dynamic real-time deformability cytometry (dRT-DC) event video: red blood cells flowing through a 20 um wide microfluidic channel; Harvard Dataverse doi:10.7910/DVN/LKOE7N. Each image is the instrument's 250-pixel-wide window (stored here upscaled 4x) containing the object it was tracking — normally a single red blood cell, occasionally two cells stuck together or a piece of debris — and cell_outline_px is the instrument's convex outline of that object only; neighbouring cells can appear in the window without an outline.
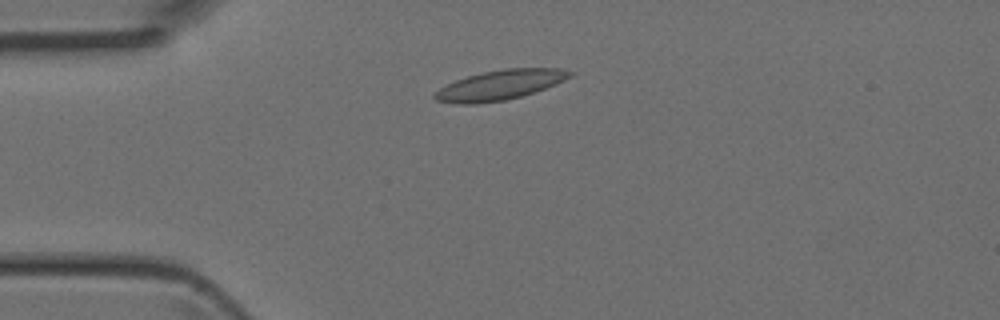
{"species": "Egyptian fruit bat (a non-hibernating species)", "species_latin": "Rousettus aegyptiacus", "temperature_condition": "room temperature", "stored_images_in_passage": 2, "camera_frame_rate_fps": 3000, "um_per_image_px": 0.085, "animal": {"sex": "female"}, "frame": {"image": 1, "passage_image": 1, "time_ms": 0.0, "image_size_px": [1000, 320], "cell_outline_px": [[572, 76], [556, 84], [520, 96], [504, 100], [476, 104], [456, 104], [436, 100], [432, 96], [440, 88], [456, 80], [468, 76], [484, 72], [504, 68], [560, 68], [572, 72]], "centroid_in_image_um": [42.48, 7.22], "position_along_channel_um": 42.5, "area_um2": 23.18}}